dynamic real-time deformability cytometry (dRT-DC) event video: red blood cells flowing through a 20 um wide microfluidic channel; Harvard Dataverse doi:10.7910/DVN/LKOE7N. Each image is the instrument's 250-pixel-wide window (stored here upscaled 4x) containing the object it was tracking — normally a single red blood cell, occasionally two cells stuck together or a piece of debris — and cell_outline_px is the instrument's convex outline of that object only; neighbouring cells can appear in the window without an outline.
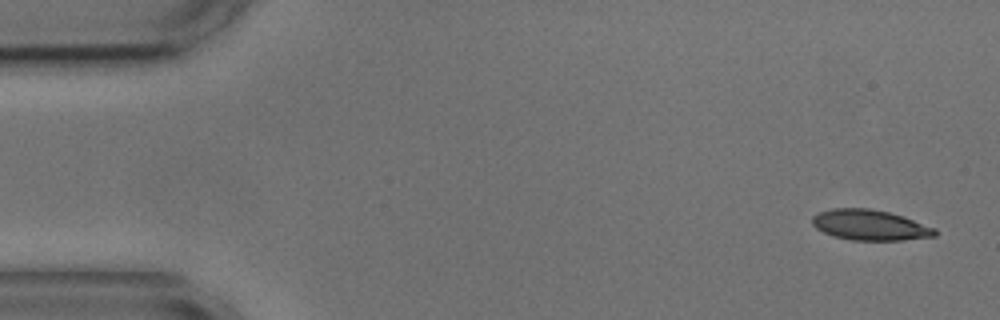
{"species": "common noctule bat (a hibernating species)", "species_latin": "Nyctalus noctula", "temperature_condition": "cold", "stored_images_in_passage": 5, "segment_of_instrument_passage": [1, 2], "camera_frame_rate_fps": 3000, "um_per_image_px": 0.085, "animal": {"sex": "male", "body_mass_g": 17.9, "forearm_length_mm": 54.2}, "frame": {"image": 1, "passage_image": 1, "time_ms": 0.0, "image_size_px": [1000, 320], "cell_outline_px": [[936, 236], [904, 240], [852, 240], [832, 236], [816, 228], [812, 224], [812, 216], [820, 212], [832, 208], [868, 208], [888, 212], [904, 216], [936, 228]], "centroid_in_image_um": [73.95, 19.13], "position_along_channel_um": 11.0, "area_um2": 21.85}}
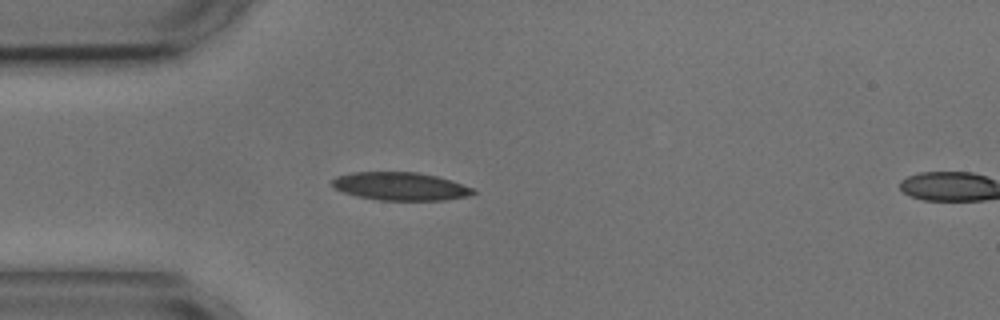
{"frame": {"image": 2, "passage_image": 4, "time_ms": 4.0, "image_size_px": [1000, 320], "cell_outline_px": [[476, 192], [468, 196], [444, 200], [380, 200], [356, 196], [344, 192], [336, 188], [332, 184], [332, 180], [336, 176], [352, 172], [416, 172], [436, 176], [452, 180], [476, 188]], "centroid_in_image_um": [34.08, 15.83], "position_along_channel_um": 50.9, "area_um2": 23.12}}